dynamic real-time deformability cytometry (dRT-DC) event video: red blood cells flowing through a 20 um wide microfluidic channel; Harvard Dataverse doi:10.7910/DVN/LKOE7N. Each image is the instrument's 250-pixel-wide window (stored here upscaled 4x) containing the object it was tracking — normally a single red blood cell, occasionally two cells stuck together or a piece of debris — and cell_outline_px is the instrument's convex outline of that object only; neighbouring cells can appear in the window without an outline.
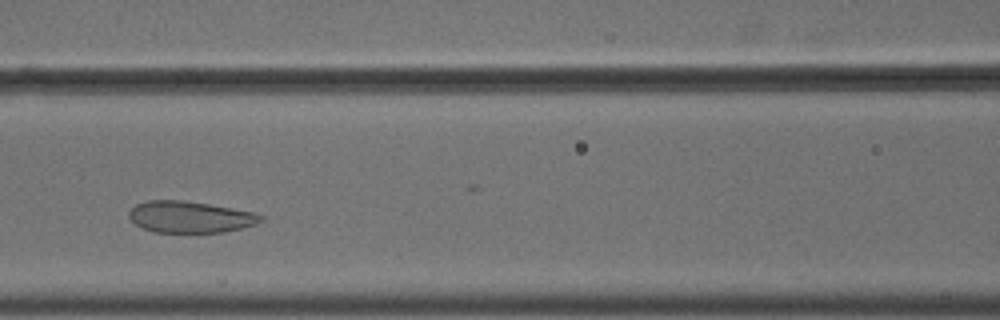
{"species": "common noctule bat (a hibernating species)", "species_latin": "Nyctalus noctula", "temperature_condition": "cold", "stored_images_in_passage": 35, "camera_frame_rate_fps": 3000, "um_per_image_px": 0.085, "animal": {"sex": "male", "body_mass_g": 18.8}, "frame": {"image": 1, "passage_image": 12, "time_ms": 3.667, "image_size_px": [1000, 320], "cell_outline_px": [[264, 220], [256, 224], [224, 232], [152, 232], [140, 228], [128, 216], [128, 212], [136, 204], [148, 200], [184, 200], [208, 204], [252, 212], [264, 216]], "centroid_in_image_um": [16.12, 18.44], "position_along_channel_um": 150.5, "area_um2": 24.16}}
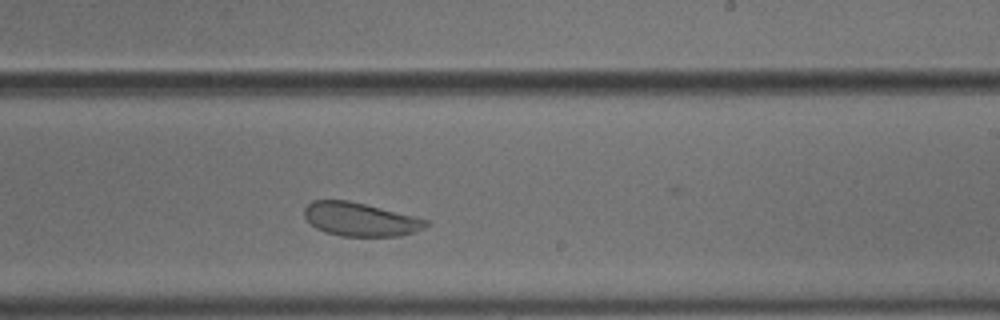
{"frame": {"image": 2, "passage_image": 21, "time_ms": 6.667, "image_size_px": [1000, 320], "cell_outline_px": [[428, 224], [424, 228], [416, 232], [400, 236], [340, 236], [316, 228], [304, 216], [304, 208], [312, 200], [348, 200], [416, 216], [428, 220]], "centroid_in_image_um": [30.65, 18.64], "position_along_channel_um": 258.4, "area_um2": 23.76}}
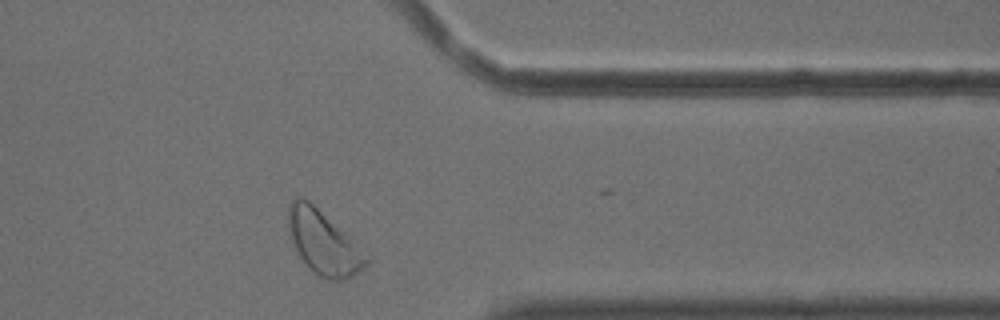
{"frame": {"image": 3, "passage_image": 32, "time_ms": 10.333, "image_size_px": [1000, 320], "cell_outline_px": [[372, 260], [368, 264], [352, 276], [344, 280], [328, 280], [312, 272], [308, 268], [300, 256], [292, 240], [288, 224], [288, 204], [296, 196], [300, 196], [308, 200], [372, 256]], "centroid_in_image_um": [27.54, 20.64], "position_along_channel_um": 383.9, "area_um2": 29.02}, "authors_computed_cell_mechanics": {"area_um2": 24.9118, "velocity_mm_per_s": 3.6086, "shape_relaxation_time_tau1_ms": 5.2885, "shape_relaxation_time_tau2_ms": 4.2168, "deformation_change_tau1": 0.0823, "deformation_change_tau2": 0.0615}}